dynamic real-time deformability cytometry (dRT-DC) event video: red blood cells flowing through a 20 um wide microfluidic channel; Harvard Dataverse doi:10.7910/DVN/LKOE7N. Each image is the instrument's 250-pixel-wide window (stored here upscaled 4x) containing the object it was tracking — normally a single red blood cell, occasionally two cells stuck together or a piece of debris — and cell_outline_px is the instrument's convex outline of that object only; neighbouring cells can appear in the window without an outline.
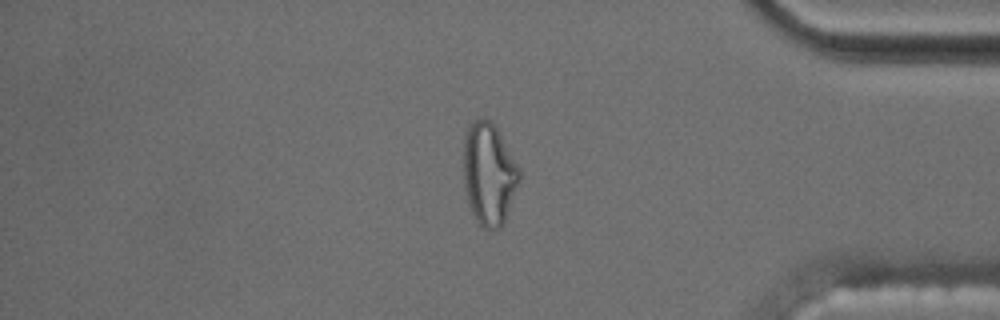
{"species": "common noctule bat (a hibernating species)", "species_latin": "Nyctalus noctula", "temperature_condition": "cold", "stored_images_in_passage": 44, "camera_frame_rate_fps": 3000, "um_per_image_px": 0.085, "animal": {"sex": "male", "body_mass_g": 17.5, "forearm_length_mm": 52.3}, "frame": {"image": 1, "passage_image": 38, "time_ms": 12.333, "image_size_px": [1000, 320], "cell_outline_px": [[520, 180], [504, 220], [500, 228], [484, 228], [472, 216], [468, 204], [464, 184], [464, 136], [468, 124], [472, 120], [492, 120], [520, 168]], "centroid_in_image_um": [41.54, 14.76], "position_along_channel_um": 393.7, "area_um2": 33.12}, "authors_computed_cell_mechanics": {"area_um2": 22.9466, "velocity_mm_per_s": 3.5357, "shape_relaxation_time_tau1_ms": null, "shape_relaxation_time_tau2_ms": 1.8468, "deformation_change_tau1": null, "deformation_change_tau2": 0.1009}}